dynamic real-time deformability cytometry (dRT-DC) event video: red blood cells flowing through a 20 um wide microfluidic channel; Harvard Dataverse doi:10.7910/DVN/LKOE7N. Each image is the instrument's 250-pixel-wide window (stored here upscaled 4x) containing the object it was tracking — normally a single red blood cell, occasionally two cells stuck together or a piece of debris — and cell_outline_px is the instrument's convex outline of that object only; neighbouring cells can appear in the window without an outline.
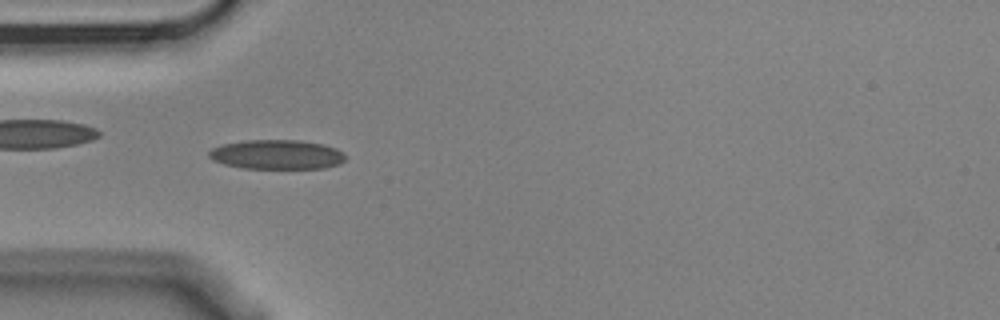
{"species": "Egyptian fruit bat (a non-hibernating species)", "species_latin": "Rousettus aegyptiacus", "temperature_condition": "cold", "stored_images_in_passage": 7, "camera_frame_rate_fps": 3000, "um_per_image_px": 0.085, "animal": {"sex": "male"}, "frame": {"image": 1, "passage_image": 5, "time_ms": 1.333, "image_size_px": [1000, 320], "cell_outline_px": [[344, 160], [340, 164], [324, 168], [244, 168], [224, 164], [212, 160], [208, 156], [208, 152], [212, 148], [224, 144], [248, 140], [300, 140], [324, 144], [336, 148], [344, 152]], "centroid_in_image_um": [23.54, 13.13], "position_along_channel_um": 61.5, "area_um2": 23.41}}
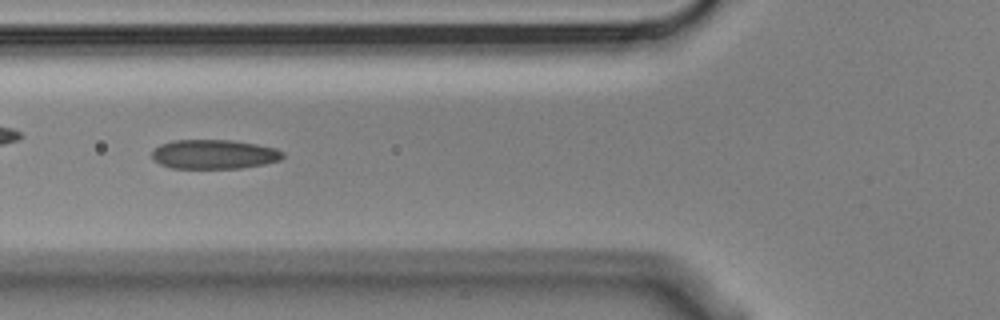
{"frame": {"image": 2, "passage_image": 6, "time_ms": 1.667, "image_size_px": [1000, 320], "cell_outline_px": [[284, 156], [280, 160], [264, 164], [240, 168], [172, 168], [160, 164], [152, 156], [152, 152], [160, 144], [172, 140], [228, 140], [276, 148], [284, 152]], "centroid_in_image_um": [18.19, 13.11], "position_along_channel_um": 107.6, "area_um2": 22.14}}
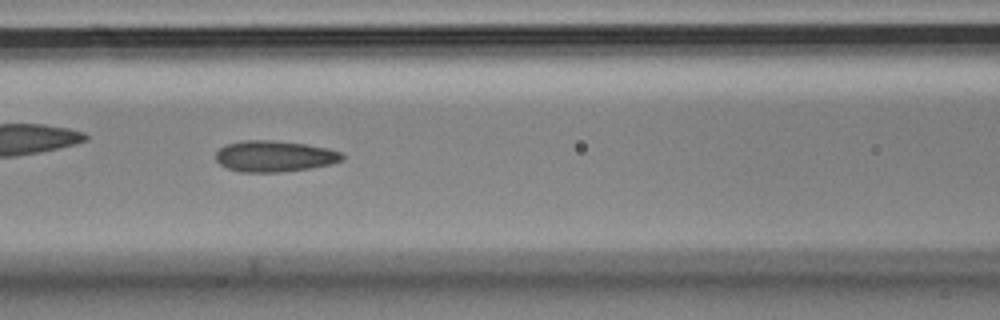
{"frame": {"image": 3, "passage_image": 7, "time_ms": 2.0, "image_size_px": [1000, 320], "cell_outline_px": [[344, 160], [332, 164], [312, 168], [280, 172], [240, 172], [228, 168], [220, 164], [216, 160], [216, 152], [220, 148], [228, 144], [244, 140], [272, 140], [308, 144], [328, 148], [340, 152], [344, 156]], "centroid_in_image_um": [23.36, 13.28], "position_along_channel_um": 143.2, "area_um2": 23.06}}